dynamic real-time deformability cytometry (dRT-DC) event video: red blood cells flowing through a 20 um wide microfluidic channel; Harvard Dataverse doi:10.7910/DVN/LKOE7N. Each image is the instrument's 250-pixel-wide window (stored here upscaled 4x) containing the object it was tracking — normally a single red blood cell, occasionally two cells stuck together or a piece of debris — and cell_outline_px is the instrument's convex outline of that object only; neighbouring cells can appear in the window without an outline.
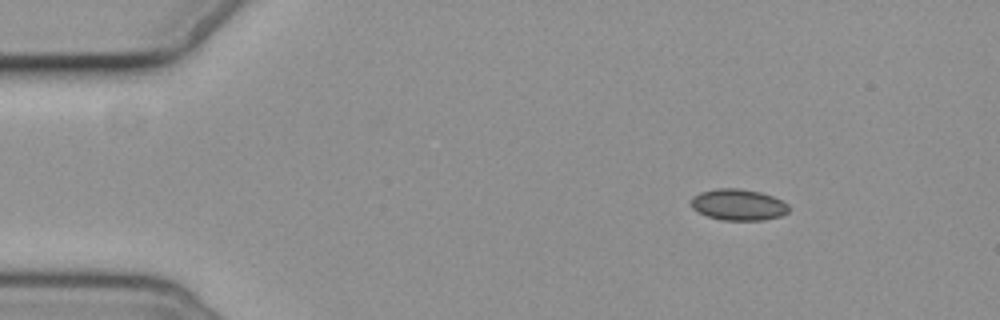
{"species": "common noctule bat (a hibernating species)", "species_latin": "Nyctalus noctula", "temperature_condition": "cold", "stored_images_in_passage": 4, "camera_frame_rate_fps": 3000, "um_per_image_px": 0.085, "animal": {"sex": "female", "body_mass_g": 19.3, "forearm_length_mm": 54.1}, "frame": {"image": 1, "passage_image": 2, "time_ms": 1.333, "image_size_px": [1000, 320], "cell_outline_px": [[788, 212], [780, 216], [764, 220], [724, 220], [708, 216], [692, 208], [692, 196], [700, 192], [716, 188], [740, 188], [760, 192], [772, 196], [788, 204]], "centroid_in_image_um": [62.76, 17.39], "position_along_channel_um": 22.2, "area_um2": 17.69}}